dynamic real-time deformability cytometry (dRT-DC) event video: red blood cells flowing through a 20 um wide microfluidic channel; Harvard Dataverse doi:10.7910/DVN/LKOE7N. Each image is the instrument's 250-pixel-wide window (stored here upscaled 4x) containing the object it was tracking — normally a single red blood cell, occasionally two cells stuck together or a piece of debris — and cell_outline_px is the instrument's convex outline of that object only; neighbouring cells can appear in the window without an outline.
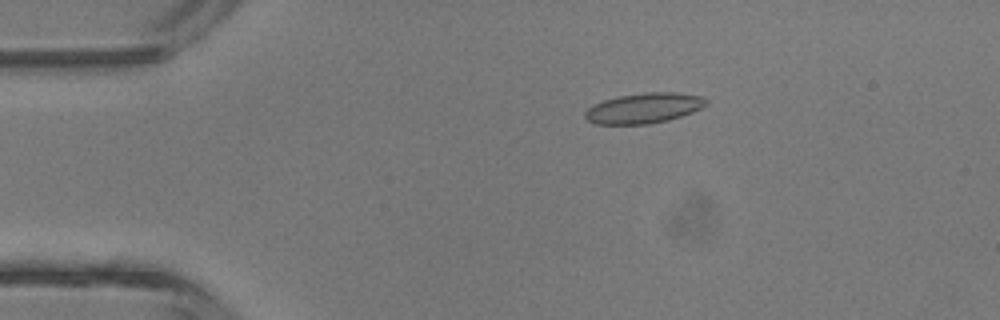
{"species": "common noctule bat (a hibernating species)", "species_latin": "Nyctalus noctula", "temperature_condition": "room temperature", "stored_images_in_passage": 3, "camera_frame_rate_fps": 3000, "um_per_image_px": 0.085, "animal": {"sex": "male", "body_mass_g": 13.3}, "frame": {"image": 1, "passage_image": 2, "time_ms": 1.333, "image_size_px": [1000, 320], "cell_outline_px": [[708, 104], [692, 112], [668, 120], [648, 124], [596, 124], [588, 120], [584, 116], [584, 112], [588, 108], [604, 100], [620, 96], [644, 92], [676, 92], [704, 96], [708, 100]], "centroid_in_image_um": [54.76, 9.18], "position_along_channel_um": 30.2, "area_um2": 21.33}}